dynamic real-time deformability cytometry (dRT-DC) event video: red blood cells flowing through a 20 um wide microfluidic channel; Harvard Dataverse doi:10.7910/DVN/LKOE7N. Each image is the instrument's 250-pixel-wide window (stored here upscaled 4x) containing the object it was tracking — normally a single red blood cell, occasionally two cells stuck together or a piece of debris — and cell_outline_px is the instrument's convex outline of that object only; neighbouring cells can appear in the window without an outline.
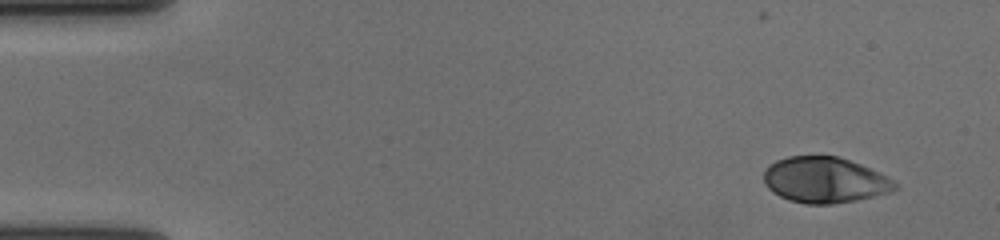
{"species": "human", "species_latin": "Homo sapiens", "temperature_condition": "cold", "stored_images_in_passage": 54, "camera_frame_rate_fps": 3000, "um_per_image_px": 0.085, "donor": {"sex": "female"}, "frame": {"image": 1, "passage_image": 1, "time_ms": 0.0, "image_size_px": [1000, 240], "cell_outline_px": [[900, 188], [892, 192], [856, 200], [832, 204], [804, 204], [788, 200], [772, 192], [764, 184], [764, 172], [776, 160], [788, 156], [836, 156], [860, 164], [888, 176]], "centroid_in_image_um": [70.12, 15.31], "position_along_channel_um": 14.9, "area_um2": 35.03}}
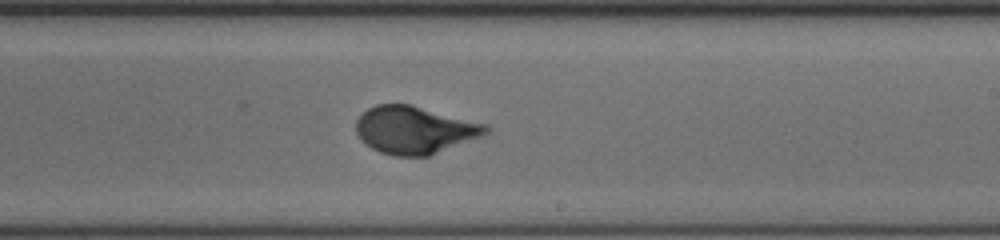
{"frame": {"image": 2, "passage_image": 31, "time_ms": 10.0, "image_size_px": [1000, 240], "cell_outline_px": [[492, 128], [488, 132], [480, 136], [428, 156], [396, 156], [380, 152], [372, 148], [360, 140], [356, 132], [356, 120], [368, 108], [376, 104], [408, 104], [484, 124]], "centroid_in_image_um": [35.18, 11.05], "position_along_channel_um": 253.8, "area_um2": 35.37}}
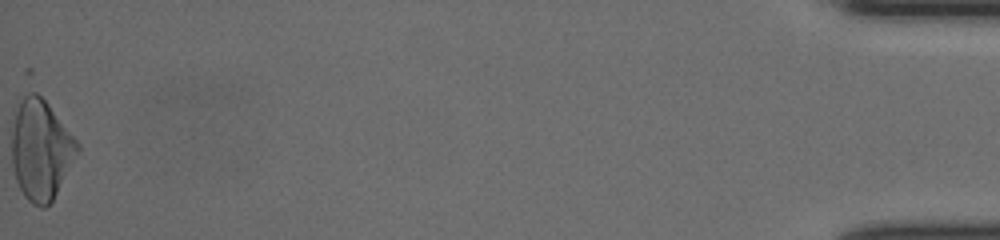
{"frame": {"image": 3, "passage_image": 54, "time_ms": 17.667, "image_size_px": [1000, 240], "cell_outline_px": [[80, 152], [52, 200], [44, 208], [40, 208], [32, 204], [24, 196], [16, 180], [12, 168], [12, 132], [16, 112], [24, 96], [28, 92], [36, 92], [48, 104], [80, 144]], "centroid_in_image_um": [3.49, 12.77], "position_along_channel_um": 431.7, "area_um2": 38.03}, "authors_computed_cell_mechanics": {"area_um2": 35.3736, "velocity_mm_per_s": 3.6374, "shape_relaxation_time_tau1_ms": 3.5512, "shape_relaxation_time_tau2_ms": null, "deformation_change_tau1": 0.1778, "deformation_change_tau2": null}}